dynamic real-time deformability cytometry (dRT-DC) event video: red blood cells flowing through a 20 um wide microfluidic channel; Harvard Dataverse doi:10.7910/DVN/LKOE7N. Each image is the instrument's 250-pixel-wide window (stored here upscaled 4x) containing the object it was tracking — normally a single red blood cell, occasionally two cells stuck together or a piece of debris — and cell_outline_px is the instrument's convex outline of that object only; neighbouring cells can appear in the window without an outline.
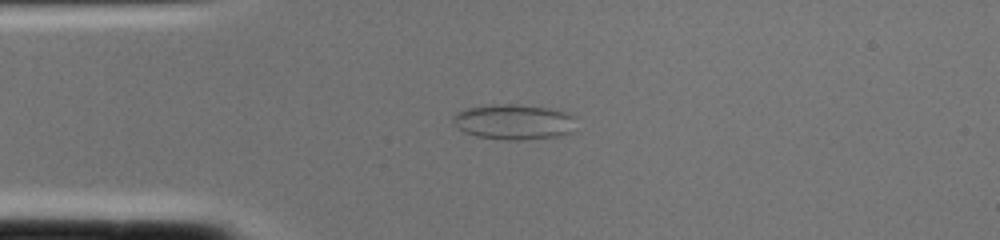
{"species": "common noctule bat (a hibernating species)", "species_latin": "Nyctalus noctula", "temperature_condition": "cold", "stored_images_in_passage": 1, "camera_frame_rate_fps": 3000, "um_per_image_px": 0.085, "animal": {"sex": "female", "body_mass_g": 22.0, "forearm_length_mm": 56.7}, "frame": {"image": 1, "passage_image": 1, "time_ms": 0.0, "image_size_px": [1000, 240], "cell_outline_px": [[572, 132], [560, 136], [520, 140], [508, 140], [476, 136], [464, 132], [452, 124], [452, 116], [468, 108], [492, 104], [516, 104], [548, 108], [564, 112], [572, 116]], "centroid_in_image_um": [43.62, 10.37], "position_along_channel_um": 41.4, "area_um2": 25.09}}